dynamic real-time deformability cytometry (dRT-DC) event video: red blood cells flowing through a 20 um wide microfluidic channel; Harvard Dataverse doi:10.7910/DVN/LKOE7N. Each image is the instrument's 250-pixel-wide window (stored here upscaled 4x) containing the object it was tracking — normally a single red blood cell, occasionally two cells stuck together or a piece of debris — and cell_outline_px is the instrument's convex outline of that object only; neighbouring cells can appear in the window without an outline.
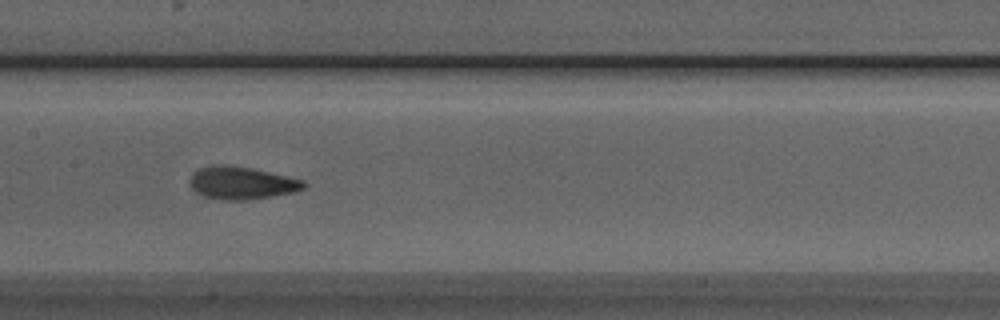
{"species": "Egyptian fruit bat (a non-hibernating species)", "species_latin": "Rousettus aegyptiacus", "temperature_condition": "room temperature", "stored_images_in_passage": 40, "camera_frame_rate_fps": 3000, "um_per_image_px": 0.085, "animal": {"sex": "male"}, "frame": {"image": 1, "passage_image": 12, "time_ms": 3.667, "image_size_px": [1000, 320], "cell_outline_px": [[308, 184], [304, 188], [292, 192], [272, 196], [244, 200], [220, 200], [204, 196], [192, 188], [188, 184], [188, 180], [192, 172], [200, 168], [212, 164], [224, 164], [252, 168], [288, 176], [304, 180]], "centroid_in_image_um": [20.5, 15.53], "position_along_channel_um": 186.9, "area_um2": 21.85}}
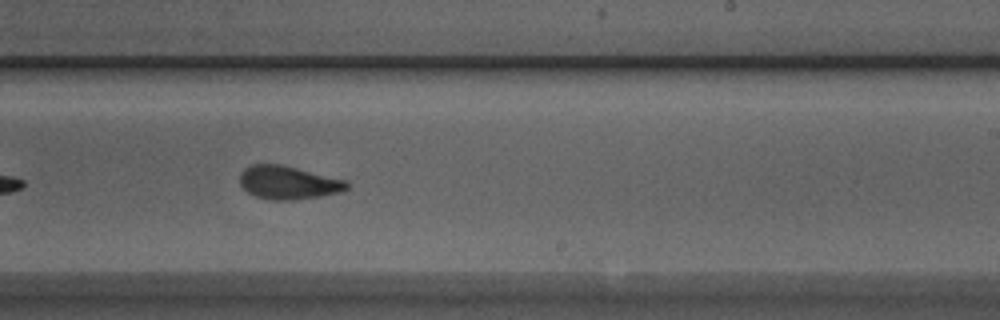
{"frame": {"image": 2, "passage_image": 18, "time_ms": 5.667, "image_size_px": [1000, 320], "cell_outline_px": [[348, 188], [340, 192], [320, 196], [292, 200], [272, 200], [256, 196], [248, 192], [240, 184], [240, 172], [244, 168], [252, 164], [280, 164], [348, 180]], "centroid_in_image_um": [24.5, 15.51], "position_along_channel_um": 264.5, "area_um2": 20.75}}
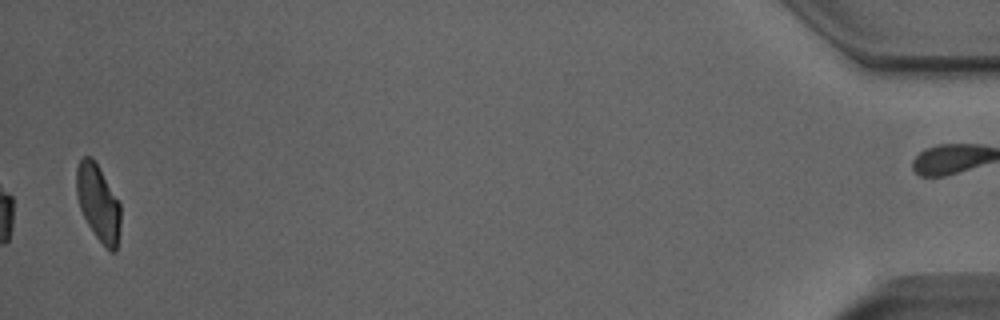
{"frame": {"image": 3, "passage_image": 38, "time_ms": 12.333, "image_size_px": [1000, 320], "cell_outline_px": [[120, 224], [116, 252], [112, 252], [92, 232], [80, 208], [76, 196], [76, 168], [80, 160], [84, 156], [92, 156], [120, 204]], "centroid_in_image_um": [8.33, 17.22], "position_along_channel_um": 426.9, "area_um2": 19.31}}